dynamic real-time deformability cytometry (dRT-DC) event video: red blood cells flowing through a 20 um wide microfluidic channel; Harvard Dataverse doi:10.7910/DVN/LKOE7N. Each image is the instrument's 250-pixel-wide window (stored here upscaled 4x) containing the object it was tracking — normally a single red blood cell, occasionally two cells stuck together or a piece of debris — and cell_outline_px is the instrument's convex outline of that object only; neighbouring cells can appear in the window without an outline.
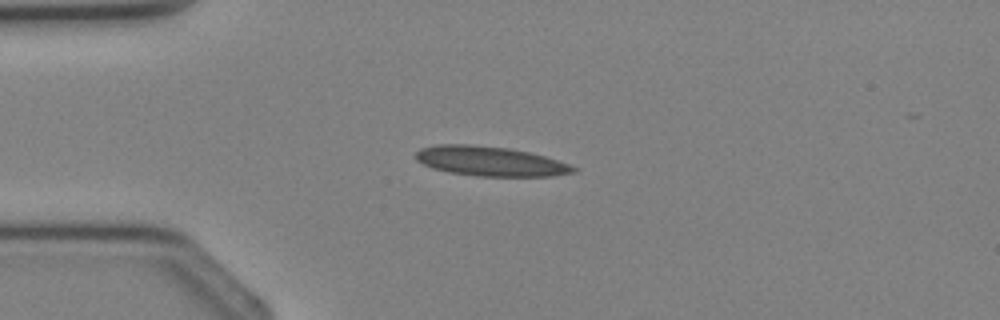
{"species": "Egyptian fruit bat (a non-hibernating species)", "species_latin": "Rousettus aegyptiacus", "temperature_condition": "cold", "stored_images_in_passage": 1, "camera_frame_rate_fps": 3000, "um_per_image_px": 0.085, "animal": {"sex": "female"}, "frame": {"image": 1, "passage_image": 1, "time_ms": 0.0, "image_size_px": [1000, 320], "cell_outline_px": [[580, 168], [576, 172], [552, 176], [480, 176], [448, 172], [432, 168], [416, 160], [416, 152], [420, 148], [436, 144], [468, 144], [508, 148], [528, 152], [544, 156]], "centroid_in_image_um": [41.66, 13.7], "position_along_channel_um": 43.3, "area_um2": 27.17}}